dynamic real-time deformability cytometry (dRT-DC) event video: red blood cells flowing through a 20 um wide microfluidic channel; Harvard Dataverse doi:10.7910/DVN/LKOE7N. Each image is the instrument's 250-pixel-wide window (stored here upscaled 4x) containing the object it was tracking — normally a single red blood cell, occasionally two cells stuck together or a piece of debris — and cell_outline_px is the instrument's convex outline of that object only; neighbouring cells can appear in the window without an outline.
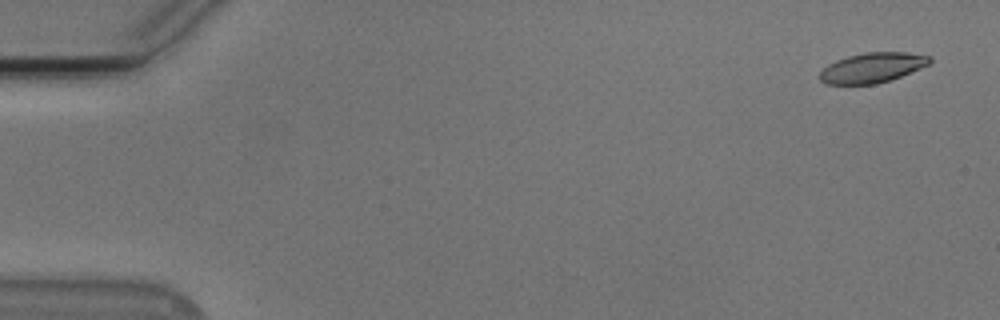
{"species": "Egyptian fruit bat (a non-hibernating species)", "species_latin": "Rousettus aegyptiacus", "temperature_condition": "cold", "stored_images_in_passage": 55, "camera_frame_rate_fps": 3000, "um_per_image_px": 0.085, "animal": {"sex": "male"}, "frame": {"image": 1, "passage_image": 3, "time_ms": 0.667, "image_size_px": [1000, 320], "cell_outline_px": [[932, 64], [900, 76], [876, 84], [828, 84], [820, 80], [820, 72], [828, 64], [836, 60], [848, 56], [864, 52], [904, 52], [932, 56]], "centroid_in_image_um": [74.18, 5.74], "position_along_channel_um": 10.8, "area_um2": 19.19}}
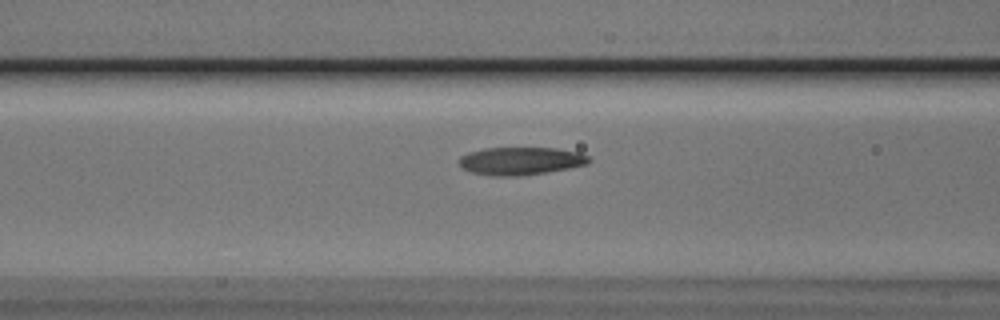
{"frame": {"image": 2, "passage_image": 23, "time_ms": 7.333, "image_size_px": [1000, 320], "cell_outline_px": [[588, 164], [568, 168], [520, 176], [492, 176], [472, 172], [464, 168], [460, 164], [460, 156], [468, 152], [484, 148], [556, 148], [580, 152], [588, 156]], "centroid_in_image_um": [44.25, 13.67], "position_along_channel_um": 122.4, "area_um2": 20.87}}
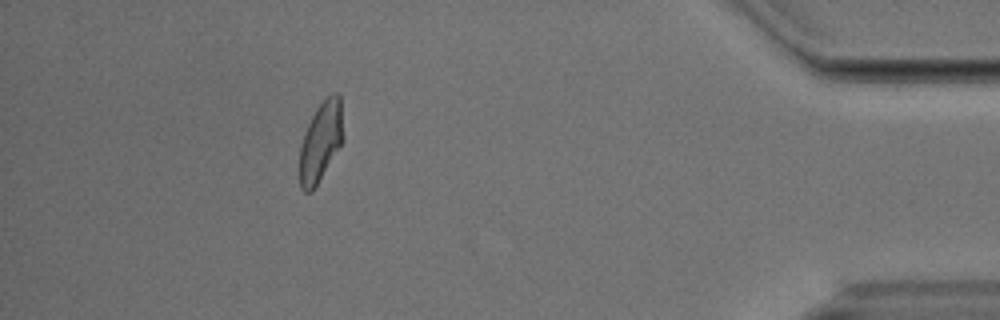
{"frame": {"image": 3, "passage_image": 50, "time_ms": 16.333, "image_size_px": [1000, 320], "cell_outline_px": [[344, 136], [340, 144], [312, 192], [304, 192], [300, 188], [300, 148], [304, 132], [316, 108], [332, 92], [336, 92], [340, 96]], "centroid_in_image_um": [27.26, 12.01], "position_along_channel_um": 407.9, "area_um2": 19.88}, "authors_computed_cell_mechanics": {"area_um2": 20.6924, "velocity_mm_per_s": 3.7553, "shape_relaxation_time_tau1_ms": 3.0274, "shape_relaxation_time_tau2_ms": 1.6388, "deformation_change_tau1": 0.1544, "deformation_change_tau2": 0.0872}}